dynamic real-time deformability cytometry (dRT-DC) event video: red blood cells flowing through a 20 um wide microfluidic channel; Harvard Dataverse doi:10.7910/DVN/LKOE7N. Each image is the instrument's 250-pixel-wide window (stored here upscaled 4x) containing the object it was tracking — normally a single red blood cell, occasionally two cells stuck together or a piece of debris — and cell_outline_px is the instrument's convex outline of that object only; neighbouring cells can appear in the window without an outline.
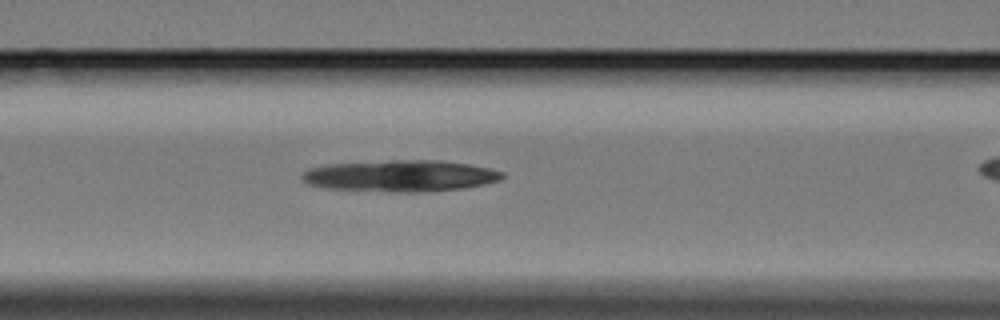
{"species": "Egyptian fruit bat (a non-hibernating species)", "species_latin": "Rousettus aegyptiacus", "temperature_condition": "cold", "stored_images_in_passage": 16, "camera_frame_rate_fps": 3000, "um_per_image_px": 0.085, "animal": {"sex": "female"}, "frame": {"image": 1, "passage_image": 8, "time_ms": 2.333, "image_size_px": [1000, 320], "cell_outline_px": [[504, 176], [500, 180], [484, 184], [464, 188], [428, 192], [388, 192], [320, 188], [308, 184], [300, 180], [300, 176], [308, 168], [328, 164], [392, 160], [440, 160], [468, 164], [488, 168], [504, 172]], "centroid_in_image_um": [33.98, 14.96], "position_along_channel_um": 132.6, "area_um2": 37.22}}
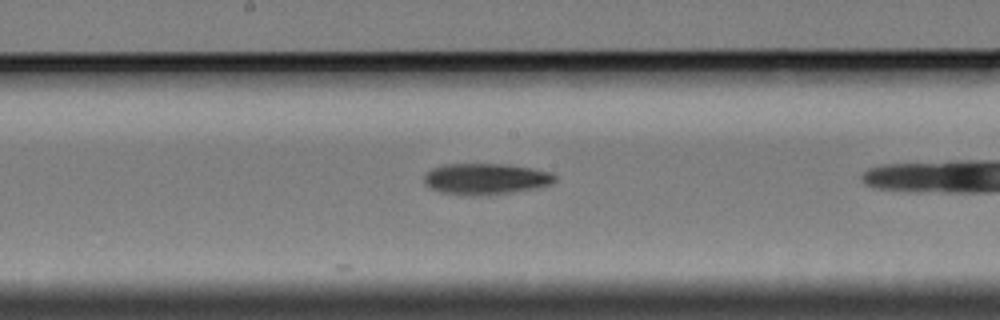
{"frame": {"image": 2, "passage_image": 11, "time_ms": 3.333, "image_size_px": [1000, 320], "cell_outline_px": [[556, 180], [552, 184], [536, 188], [512, 192], [468, 196], [440, 192], [432, 188], [424, 180], [424, 176], [432, 168], [444, 164], [508, 164], [552, 172], [556, 176]], "centroid_in_image_um": [41.32, 15.2], "position_along_channel_um": 206.9, "area_um2": 23.64}}